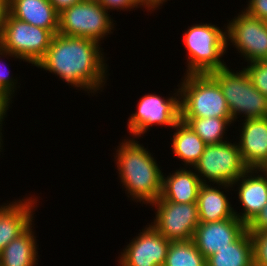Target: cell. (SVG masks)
<instances>
[{"mask_svg":"<svg viewBox=\"0 0 267 266\" xmlns=\"http://www.w3.org/2000/svg\"><path fill=\"white\" fill-rule=\"evenodd\" d=\"M101 46L89 38L54 34L36 67L53 74L66 86L97 97L107 88L110 75L108 58Z\"/></svg>","mask_w":267,"mask_h":266,"instance_id":"cell-1","label":"cell"},{"mask_svg":"<svg viewBox=\"0 0 267 266\" xmlns=\"http://www.w3.org/2000/svg\"><path fill=\"white\" fill-rule=\"evenodd\" d=\"M125 136L120 139L113 152V161L120 186L125 191L127 199L138 204L147 205L158 200L162 189L163 170L157 162V157L150 152L138 138ZM117 148V149H116Z\"/></svg>","mask_w":267,"mask_h":266,"instance_id":"cell-2","label":"cell"},{"mask_svg":"<svg viewBox=\"0 0 267 266\" xmlns=\"http://www.w3.org/2000/svg\"><path fill=\"white\" fill-rule=\"evenodd\" d=\"M182 35L187 54L183 75L207 74L228 66L223 59L227 54L226 24L195 23Z\"/></svg>","mask_w":267,"mask_h":266,"instance_id":"cell-3","label":"cell"},{"mask_svg":"<svg viewBox=\"0 0 267 266\" xmlns=\"http://www.w3.org/2000/svg\"><path fill=\"white\" fill-rule=\"evenodd\" d=\"M180 91V118H232L218 82L209 74L184 75Z\"/></svg>","mask_w":267,"mask_h":266,"instance_id":"cell-4","label":"cell"},{"mask_svg":"<svg viewBox=\"0 0 267 266\" xmlns=\"http://www.w3.org/2000/svg\"><path fill=\"white\" fill-rule=\"evenodd\" d=\"M209 74L218 82L235 124L239 120L267 117V97L253 86L243 67L233 70L227 66Z\"/></svg>","mask_w":267,"mask_h":266,"instance_id":"cell-5","label":"cell"},{"mask_svg":"<svg viewBox=\"0 0 267 266\" xmlns=\"http://www.w3.org/2000/svg\"><path fill=\"white\" fill-rule=\"evenodd\" d=\"M113 19L100 3L80 1L59 13L58 33L102 44L116 30Z\"/></svg>","mask_w":267,"mask_h":266,"instance_id":"cell-6","label":"cell"},{"mask_svg":"<svg viewBox=\"0 0 267 266\" xmlns=\"http://www.w3.org/2000/svg\"><path fill=\"white\" fill-rule=\"evenodd\" d=\"M234 138L205 146L202 156L193 166L203 184L231 185L249 169Z\"/></svg>","mask_w":267,"mask_h":266,"instance_id":"cell-7","label":"cell"},{"mask_svg":"<svg viewBox=\"0 0 267 266\" xmlns=\"http://www.w3.org/2000/svg\"><path fill=\"white\" fill-rule=\"evenodd\" d=\"M171 92L168 97L155 92L140 97L136 111L127 120L128 137L143 138L153 126H165L169 130L175 126L180 120V91L179 88H174Z\"/></svg>","mask_w":267,"mask_h":266,"instance_id":"cell-8","label":"cell"},{"mask_svg":"<svg viewBox=\"0 0 267 266\" xmlns=\"http://www.w3.org/2000/svg\"><path fill=\"white\" fill-rule=\"evenodd\" d=\"M52 37L48 29L30 25L8 12L0 30V48L35 67L48 50Z\"/></svg>","mask_w":267,"mask_h":266,"instance_id":"cell-9","label":"cell"},{"mask_svg":"<svg viewBox=\"0 0 267 266\" xmlns=\"http://www.w3.org/2000/svg\"><path fill=\"white\" fill-rule=\"evenodd\" d=\"M226 20L227 52L231 45L244 64L263 61L267 56V21L250 16L243 9Z\"/></svg>","mask_w":267,"mask_h":266,"instance_id":"cell-10","label":"cell"},{"mask_svg":"<svg viewBox=\"0 0 267 266\" xmlns=\"http://www.w3.org/2000/svg\"><path fill=\"white\" fill-rule=\"evenodd\" d=\"M154 208V217L149 224L170 241H186L193 238L198 226V205L156 200L148 205Z\"/></svg>","mask_w":267,"mask_h":266,"instance_id":"cell-11","label":"cell"},{"mask_svg":"<svg viewBox=\"0 0 267 266\" xmlns=\"http://www.w3.org/2000/svg\"><path fill=\"white\" fill-rule=\"evenodd\" d=\"M125 245L116 259L118 266H163L171 243L149 223Z\"/></svg>","mask_w":267,"mask_h":266,"instance_id":"cell-12","label":"cell"},{"mask_svg":"<svg viewBox=\"0 0 267 266\" xmlns=\"http://www.w3.org/2000/svg\"><path fill=\"white\" fill-rule=\"evenodd\" d=\"M38 197L41 198L40 196L35 197V194H25L23 198L1 203L0 252L35 222V211L40 205L37 204L40 203Z\"/></svg>","mask_w":267,"mask_h":266,"instance_id":"cell-13","label":"cell"},{"mask_svg":"<svg viewBox=\"0 0 267 266\" xmlns=\"http://www.w3.org/2000/svg\"><path fill=\"white\" fill-rule=\"evenodd\" d=\"M231 186L242 206L241 212L233 209L234 215L247 225L267 204V175L259 169H248Z\"/></svg>","mask_w":267,"mask_h":266,"instance_id":"cell-14","label":"cell"},{"mask_svg":"<svg viewBox=\"0 0 267 266\" xmlns=\"http://www.w3.org/2000/svg\"><path fill=\"white\" fill-rule=\"evenodd\" d=\"M246 230V224L234 216L217 222L199 223L192 240L200 253L207 258L228 247Z\"/></svg>","mask_w":267,"mask_h":266,"instance_id":"cell-15","label":"cell"},{"mask_svg":"<svg viewBox=\"0 0 267 266\" xmlns=\"http://www.w3.org/2000/svg\"><path fill=\"white\" fill-rule=\"evenodd\" d=\"M241 122V123H239ZM238 144L242 159L249 169H259L267 160V117L238 121Z\"/></svg>","mask_w":267,"mask_h":266,"instance_id":"cell-16","label":"cell"},{"mask_svg":"<svg viewBox=\"0 0 267 266\" xmlns=\"http://www.w3.org/2000/svg\"><path fill=\"white\" fill-rule=\"evenodd\" d=\"M232 191L231 185L202 184L197 199L199 222H217L233 218L236 205L230 201L232 196L228 197Z\"/></svg>","mask_w":267,"mask_h":266,"instance_id":"cell-17","label":"cell"},{"mask_svg":"<svg viewBox=\"0 0 267 266\" xmlns=\"http://www.w3.org/2000/svg\"><path fill=\"white\" fill-rule=\"evenodd\" d=\"M202 184L193 168L179 166L168 175L163 174L161 195L158 200L174 203L197 202Z\"/></svg>","mask_w":267,"mask_h":266,"instance_id":"cell-18","label":"cell"},{"mask_svg":"<svg viewBox=\"0 0 267 266\" xmlns=\"http://www.w3.org/2000/svg\"><path fill=\"white\" fill-rule=\"evenodd\" d=\"M8 11L21 21L58 34L59 13L49 0H9Z\"/></svg>","mask_w":267,"mask_h":266,"instance_id":"cell-19","label":"cell"},{"mask_svg":"<svg viewBox=\"0 0 267 266\" xmlns=\"http://www.w3.org/2000/svg\"><path fill=\"white\" fill-rule=\"evenodd\" d=\"M34 222L17 238L13 239L1 252V266H39L37 240Z\"/></svg>","mask_w":267,"mask_h":266,"instance_id":"cell-20","label":"cell"},{"mask_svg":"<svg viewBox=\"0 0 267 266\" xmlns=\"http://www.w3.org/2000/svg\"><path fill=\"white\" fill-rule=\"evenodd\" d=\"M174 129V130H173ZM170 138L173 157L187 168H193L202 156L206 144L185 122L179 120L172 128Z\"/></svg>","mask_w":267,"mask_h":266,"instance_id":"cell-21","label":"cell"},{"mask_svg":"<svg viewBox=\"0 0 267 266\" xmlns=\"http://www.w3.org/2000/svg\"><path fill=\"white\" fill-rule=\"evenodd\" d=\"M206 266H254L251 234L246 230L228 247L207 257Z\"/></svg>","mask_w":267,"mask_h":266,"instance_id":"cell-22","label":"cell"},{"mask_svg":"<svg viewBox=\"0 0 267 266\" xmlns=\"http://www.w3.org/2000/svg\"><path fill=\"white\" fill-rule=\"evenodd\" d=\"M204 141L206 145L228 141V128L234 126L232 118H180ZM228 138V139H227Z\"/></svg>","mask_w":267,"mask_h":266,"instance_id":"cell-23","label":"cell"},{"mask_svg":"<svg viewBox=\"0 0 267 266\" xmlns=\"http://www.w3.org/2000/svg\"><path fill=\"white\" fill-rule=\"evenodd\" d=\"M163 266H206V258L192 239L171 241Z\"/></svg>","mask_w":267,"mask_h":266,"instance_id":"cell-24","label":"cell"},{"mask_svg":"<svg viewBox=\"0 0 267 266\" xmlns=\"http://www.w3.org/2000/svg\"><path fill=\"white\" fill-rule=\"evenodd\" d=\"M6 58L8 60L9 59L19 60L20 64L23 60L20 59L18 56L13 55L12 53L4 51L3 49L0 48V94L4 96L12 104L14 102L13 97L17 95V89L21 88L20 87L21 83L18 80L19 78L17 77V74L15 77H13L14 76L12 75L13 73H10L12 71L6 68L7 64L4 62Z\"/></svg>","mask_w":267,"mask_h":266,"instance_id":"cell-25","label":"cell"},{"mask_svg":"<svg viewBox=\"0 0 267 266\" xmlns=\"http://www.w3.org/2000/svg\"><path fill=\"white\" fill-rule=\"evenodd\" d=\"M242 66L248 73L253 86L267 97V64L264 61L246 63Z\"/></svg>","mask_w":267,"mask_h":266,"instance_id":"cell-26","label":"cell"},{"mask_svg":"<svg viewBox=\"0 0 267 266\" xmlns=\"http://www.w3.org/2000/svg\"><path fill=\"white\" fill-rule=\"evenodd\" d=\"M250 234L253 241L254 266H267V232Z\"/></svg>","mask_w":267,"mask_h":266,"instance_id":"cell-27","label":"cell"},{"mask_svg":"<svg viewBox=\"0 0 267 266\" xmlns=\"http://www.w3.org/2000/svg\"><path fill=\"white\" fill-rule=\"evenodd\" d=\"M242 7L250 16L267 21V0H248Z\"/></svg>","mask_w":267,"mask_h":266,"instance_id":"cell-28","label":"cell"},{"mask_svg":"<svg viewBox=\"0 0 267 266\" xmlns=\"http://www.w3.org/2000/svg\"><path fill=\"white\" fill-rule=\"evenodd\" d=\"M246 228L249 233L267 232V204L255 217H253V219L246 225Z\"/></svg>","mask_w":267,"mask_h":266,"instance_id":"cell-29","label":"cell"},{"mask_svg":"<svg viewBox=\"0 0 267 266\" xmlns=\"http://www.w3.org/2000/svg\"><path fill=\"white\" fill-rule=\"evenodd\" d=\"M109 13L136 10L127 0H102L100 3Z\"/></svg>","mask_w":267,"mask_h":266,"instance_id":"cell-30","label":"cell"},{"mask_svg":"<svg viewBox=\"0 0 267 266\" xmlns=\"http://www.w3.org/2000/svg\"><path fill=\"white\" fill-rule=\"evenodd\" d=\"M136 10H138L139 8L142 9V11L146 12L147 14L150 12V14L152 13H156L157 10L160 11V9L151 1V0H127ZM138 8V9H137ZM146 11H145V10ZM156 10V11H155Z\"/></svg>","mask_w":267,"mask_h":266,"instance_id":"cell-31","label":"cell"},{"mask_svg":"<svg viewBox=\"0 0 267 266\" xmlns=\"http://www.w3.org/2000/svg\"><path fill=\"white\" fill-rule=\"evenodd\" d=\"M10 105H12L4 96L0 94V137L4 139L3 132L5 125V118H7V114L9 112V109L12 108ZM3 128V129H2Z\"/></svg>","mask_w":267,"mask_h":266,"instance_id":"cell-32","label":"cell"},{"mask_svg":"<svg viewBox=\"0 0 267 266\" xmlns=\"http://www.w3.org/2000/svg\"><path fill=\"white\" fill-rule=\"evenodd\" d=\"M50 3L54 6L55 10L60 13L66 8H69L72 5L82 1V0H49Z\"/></svg>","mask_w":267,"mask_h":266,"instance_id":"cell-33","label":"cell"},{"mask_svg":"<svg viewBox=\"0 0 267 266\" xmlns=\"http://www.w3.org/2000/svg\"><path fill=\"white\" fill-rule=\"evenodd\" d=\"M9 0H0V30L8 14Z\"/></svg>","mask_w":267,"mask_h":266,"instance_id":"cell-34","label":"cell"},{"mask_svg":"<svg viewBox=\"0 0 267 266\" xmlns=\"http://www.w3.org/2000/svg\"><path fill=\"white\" fill-rule=\"evenodd\" d=\"M159 9H162V6L165 5V3L168 0H151ZM170 1V0H169Z\"/></svg>","mask_w":267,"mask_h":266,"instance_id":"cell-35","label":"cell"},{"mask_svg":"<svg viewBox=\"0 0 267 266\" xmlns=\"http://www.w3.org/2000/svg\"><path fill=\"white\" fill-rule=\"evenodd\" d=\"M259 170H260L263 174L267 175V160L262 164V166L259 168Z\"/></svg>","mask_w":267,"mask_h":266,"instance_id":"cell-36","label":"cell"},{"mask_svg":"<svg viewBox=\"0 0 267 266\" xmlns=\"http://www.w3.org/2000/svg\"><path fill=\"white\" fill-rule=\"evenodd\" d=\"M4 140L0 137V155H1V152H3L4 151V148H3V146L5 145L4 144V142H3Z\"/></svg>","mask_w":267,"mask_h":266,"instance_id":"cell-37","label":"cell"},{"mask_svg":"<svg viewBox=\"0 0 267 266\" xmlns=\"http://www.w3.org/2000/svg\"><path fill=\"white\" fill-rule=\"evenodd\" d=\"M84 2L101 3L102 0H82Z\"/></svg>","mask_w":267,"mask_h":266,"instance_id":"cell-38","label":"cell"},{"mask_svg":"<svg viewBox=\"0 0 267 266\" xmlns=\"http://www.w3.org/2000/svg\"><path fill=\"white\" fill-rule=\"evenodd\" d=\"M263 61L267 64V56H266V58Z\"/></svg>","mask_w":267,"mask_h":266,"instance_id":"cell-39","label":"cell"}]
</instances>
